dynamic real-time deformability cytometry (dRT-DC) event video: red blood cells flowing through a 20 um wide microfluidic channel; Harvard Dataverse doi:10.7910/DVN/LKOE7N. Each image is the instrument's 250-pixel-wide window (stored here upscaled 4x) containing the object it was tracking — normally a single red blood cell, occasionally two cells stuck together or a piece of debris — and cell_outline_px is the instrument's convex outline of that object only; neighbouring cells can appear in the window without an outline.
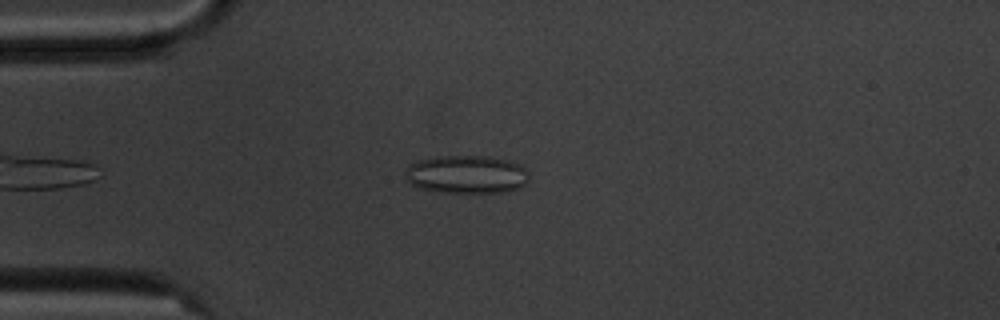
{"species": "common noctule bat (a hibernating species)", "species_latin": "Nyctalus noctula", "temperature_condition": "cold", "stored_images_in_passage": 4, "camera_frame_rate_fps": 3000, "um_per_image_px": 0.085, "animal": {"sex": "male", "body_mass_g": 20.1, "forearm_length_mm": 53.5}, "frame": {"image": 1, "passage_image": 2, "time_ms": 1.333, "image_size_px": [1000, 320], "cell_outline_px": [[528, 180], [524, 184], [516, 188], [504, 192], [440, 192], [420, 188], [412, 184], [404, 176], [404, 172], [408, 164], [416, 160], [436, 156], [488, 156], [508, 160], [520, 164], [528, 168]], "centroid_in_image_um": [39.64, 14.8], "position_along_channel_um": 45.4, "area_um2": 27.74}}
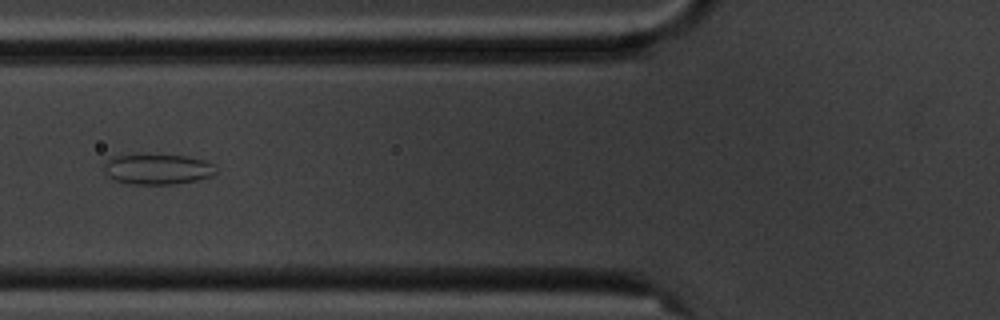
{"frame": {"image": 2, "passage_image": 4, "time_ms": 3.667, "image_size_px": [1000, 320], "cell_outline_px": [[216, 172], [212, 176], [196, 180], [172, 184], [132, 184], [116, 180], [104, 168], [104, 164], [108, 160], [116, 156], [140, 152], [184, 156], [204, 160], [212, 164], [216, 168]], "centroid_in_image_um": [13.41, 14.34], "position_along_channel_um": 112.4, "area_um2": 20.0}}